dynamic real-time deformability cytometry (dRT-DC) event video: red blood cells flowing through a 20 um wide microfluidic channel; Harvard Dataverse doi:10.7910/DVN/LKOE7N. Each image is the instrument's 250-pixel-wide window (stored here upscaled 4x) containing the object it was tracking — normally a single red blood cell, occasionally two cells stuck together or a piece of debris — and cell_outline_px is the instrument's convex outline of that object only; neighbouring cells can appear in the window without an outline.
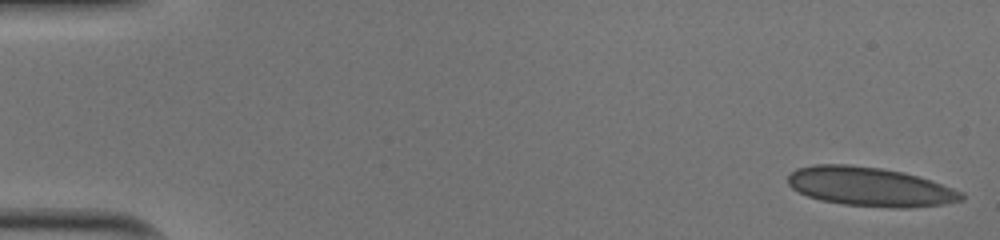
{"species": "human", "species_latin": "Homo sapiens", "temperature_condition": "cold", "stored_images_in_passage": 29, "camera_frame_rate_fps": 3000, "um_per_image_px": 0.085, "donor": {"sex": "male"}, "frame": {"image": 1, "passage_image": 1, "time_ms": 0.0, "image_size_px": [1000, 240], "cell_outline_px": [[964, 196], [960, 200], [940, 204], [908, 208], [892, 208], [844, 204], [824, 200], [808, 196], [792, 188], [788, 184], [788, 176], [796, 168], [816, 164], [844, 164], [880, 168], [900, 172], [916, 176], [964, 192]], "centroid_in_image_um": [73.91, 15.87], "position_along_channel_um": 11.1, "area_um2": 38.9}}
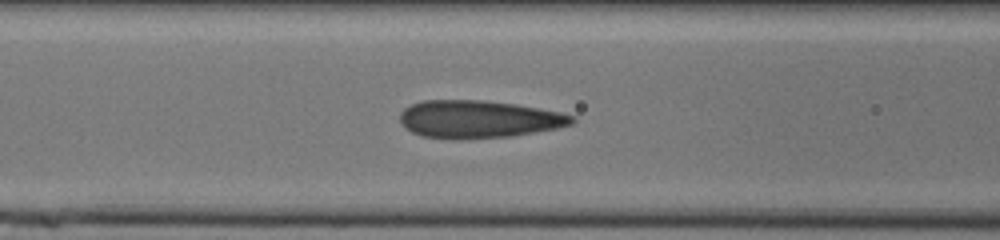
{"frame": {"image": 2, "passage_image": 21, "time_ms": 6.667, "image_size_px": [1000, 240], "cell_outline_px": [[576, 120], [572, 124], [556, 128], [508, 136], [460, 140], [456, 140], [424, 136], [412, 132], [400, 120], [400, 112], [404, 108], [412, 104], [424, 100], [480, 100], [512, 104], [560, 112], [572, 116]], "centroid_in_image_um": [40.64, 10.13], "position_along_channel_um": 126.0, "area_um2": 37.28}}
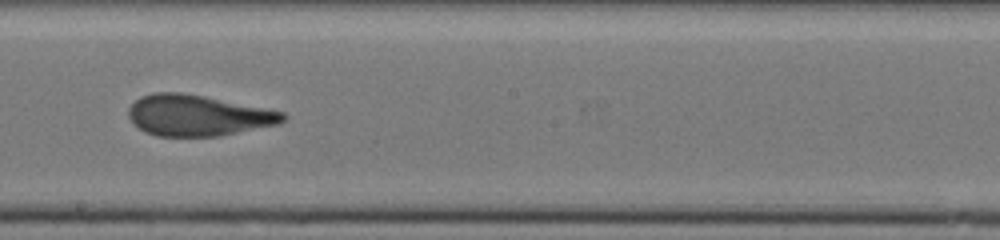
{"frame": {"image": 3, "passage_image": 29, "time_ms": 9.333, "image_size_px": [1000, 240], "cell_outline_px": [[288, 116], [284, 120], [276, 124], [220, 136], [156, 136], [144, 132], [128, 116], [128, 108], [140, 96], [156, 92], [180, 92], [204, 96], [284, 112]], "centroid_in_image_um": [16.79, 9.81], "position_along_channel_um": 231.4, "area_um2": 36.53}}